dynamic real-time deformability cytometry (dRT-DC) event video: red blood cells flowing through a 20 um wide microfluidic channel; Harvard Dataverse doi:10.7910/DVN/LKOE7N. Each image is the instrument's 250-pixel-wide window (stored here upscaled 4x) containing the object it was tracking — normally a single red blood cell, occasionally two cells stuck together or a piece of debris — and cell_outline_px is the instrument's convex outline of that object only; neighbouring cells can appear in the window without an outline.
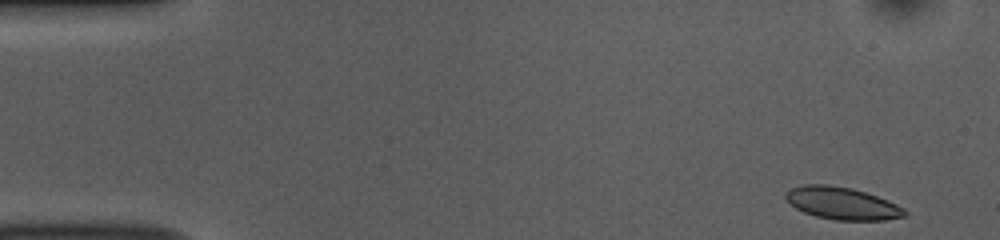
{"species": "common noctule bat (a hibernating species)", "species_latin": "Nyctalus noctula", "temperature_condition": "room temperature", "stored_images_in_passage": 49, "camera_frame_rate_fps": 3000, "um_per_image_px": 0.085, "animal": {"sex": "female", "body_mass_g": 10.0, "forearm_length_mm": 53.1}, "frame": {"image": 1, "passage_image": 1, "time_ms": 0.0, "image_size_px": [1000, 240], "cell_outline_px": [[908, 212], [904, 216], [884, 220], [836, 220], [816, 216], [804, 212], [796, 208], [784, 196], [784, 192], [792, 188], [804, 184], [828, 184], [852, 188], [888, 200], [904, 208]], "centroid_in_image_um": [71.57, 17.27], "position_along_channel_um": 13.4, "area_um2": 22.31}}
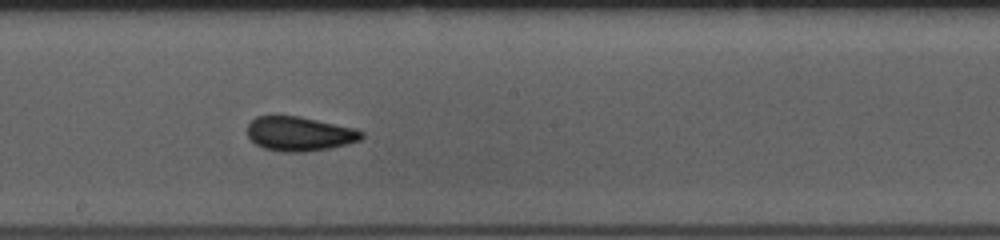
{"frame": {"image": 2, "passage_image": 26, "time_ms": 8.333, "image_size_px": [1000, 240], "cell_outline_px": [[364, 136], [360, 140], [348, 144], [328, 148], [304, 152], [284, 152], [264, 148], [256, 144], [248, 136], [248, 124], [256, 116], [300, 116], [356, 128], [364, 132]], "centroid_in_image_um": [25.49, 11.37], "position_along_channel_um": 222.7, "area_um2": 22.89}}
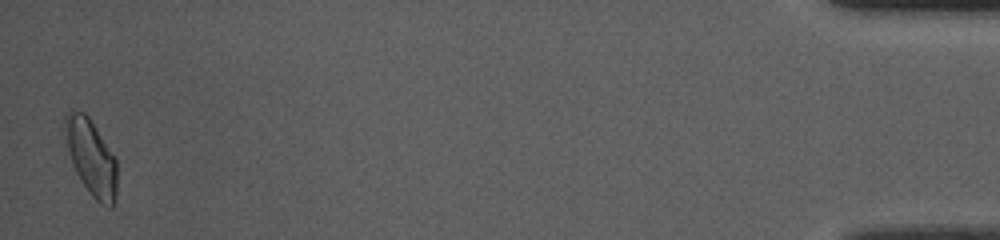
{"frame": {"image": 3, "passage_image": 49, "time_ms": 16.0, "image_size_px": [1000, 240], "cell_outline_px": [[116, 200], [112, 208], [108, 208], [100, 204], [92, 196], [80, 180], [72, 164], [68, 148], [64, 124], [64, 116], [68, 112], [84, 112], [88, 116], [116, 160]], "centroid_in_image_um": [7.76, 13.44], "position_along_channel_um": 427.4, "area_um2": 22.6}, "authors_computed_cell_mechanics": {"area_um2": 22.3686, "velocity_mm_per_s": 3.8323, "shape_relaxation_time_tau1_ms": 10.559, "shape_relaxation_time_tau2_ms": 1.2475, "deformation_change_tau1": 0.1717, "deformation_change_tau2": 0.0545}}